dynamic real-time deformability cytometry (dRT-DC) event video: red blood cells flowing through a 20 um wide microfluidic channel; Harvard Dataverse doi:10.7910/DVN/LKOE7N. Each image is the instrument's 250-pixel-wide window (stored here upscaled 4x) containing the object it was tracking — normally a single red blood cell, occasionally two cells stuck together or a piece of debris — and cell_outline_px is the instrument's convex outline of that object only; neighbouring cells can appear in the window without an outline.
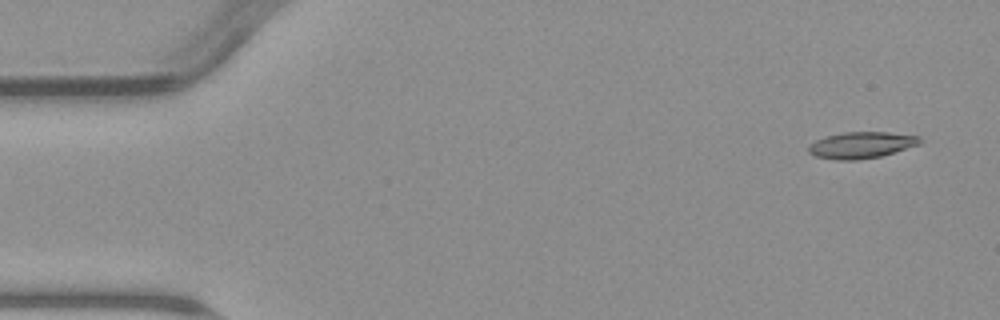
{"species": "common noctule bat (a hibernating species)", "species_latin": "Nyctalus noctula", "temperature_condition": "warm", "stored_images_in_passage": 6, "camera_frame_rate_fps": 3000, "um_per_image_px": 0.085, "animal": {"sex": "male", "body_mass_g": 23.1, "forearm_length_mm": 52.7}, "frame": {"image": 1, "passage_image": 1, "time_ms": 0.0, "image_size_px": [1000, 320], "cell_outline_px": [[924, 140], [920, 144], [880, 156], [856, 160], [836, 160], [816, 156], [808, 152], [808, 144], [816, 140], [828, 136], [844, 132], [888, 132], [920, 136]], "centroid_in_image_um": [73.23, 12.32], "position_along_channel_um": 11.8, "area_um2": 17.11}}
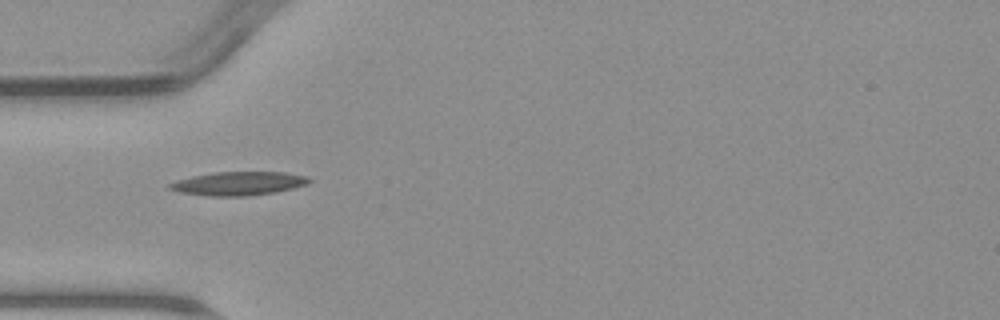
{"frame": {"image": 2, "passage_image": 5, "time_ms": 4.667, "image_size_px": [1000, 320], "cell_outline_px": [[312, 180], [308, 184], [276, 192], [248, 196], [208, 196], [180, 192], [168, 188], [168, 184], [176, 180], [192, 176], [216, 172], [284, 172], [308, 176]], "centroid_in_image_um": [20.29, 15.59], "position_along_channel_um": 64.7, "area_um2": 19.25}}
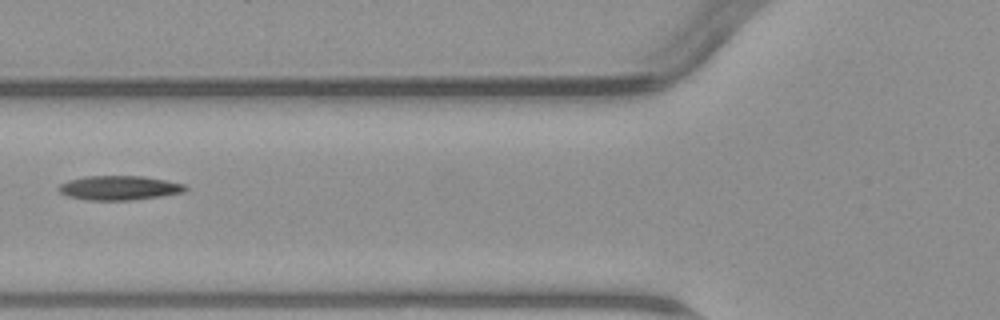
{"frame": {"image": 3, "passage_image": 6, "time_ms": 6.0, "image_size_px": [1000, 320], "cell_outline_px": [[188, 188], [184, 192], [160, 196], [132, 200], [84, 200], [68, 196], [60, 192], [56, 188], [60, 184], [68, 180], [84, 176], [144, 176], [184, 184]], "centroid_in_image_um": [10.09, 15.97], "position_along_channel_um": 115.7, "area_um2": 17.98}}